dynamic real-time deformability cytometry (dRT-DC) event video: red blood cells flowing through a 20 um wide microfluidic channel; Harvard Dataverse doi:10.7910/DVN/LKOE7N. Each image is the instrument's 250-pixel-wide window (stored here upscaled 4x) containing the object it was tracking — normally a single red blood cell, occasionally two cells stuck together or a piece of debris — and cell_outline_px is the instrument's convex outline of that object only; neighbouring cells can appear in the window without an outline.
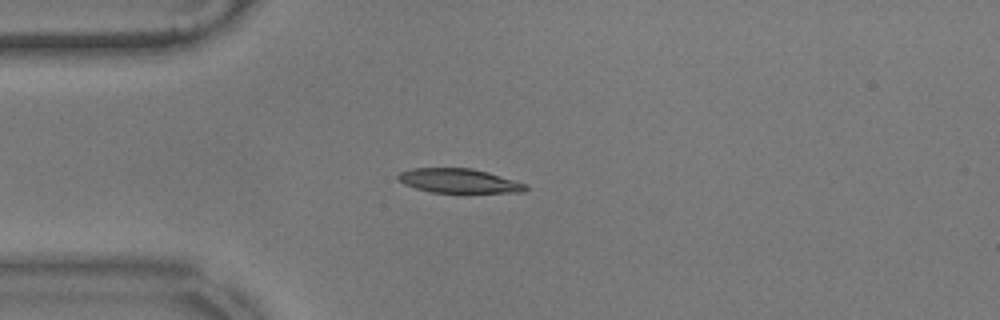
{"species": "common noctule bat (a hibernating species)", "species_latin": "Nyctalus noctula", "temperature_condition": "warm", "stored_images_in_passage": 43, "camera_frame_rate_fps": 3000, "um_per_image_px": 0.085, "animal": {"sex": "male", "body_mass_g": 17.9}, "frame": {"image": 1, "passage_image": 1, "time_ms": 0.0, "image_size_px": [1000, 320], "cell_outline_px": [[528, 188], [524, 192], [432, 192], [416, 188], [404, 184], [396, 176], [400, 172], [412, 168], [472, 168], [488, 172], [528, 184]], "centroid_in_image_um": [39.02, 15.36], "position_along_channel_um": 46.0, "area_um2": 17.92}}
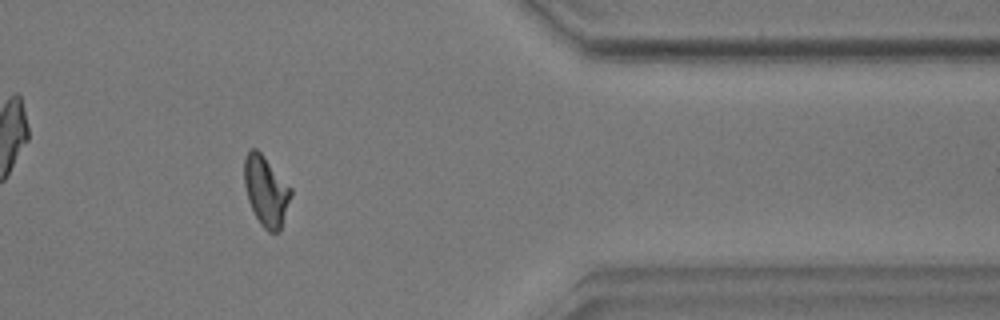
{"frame": {"image": 2, "passage_image": 33, "time_ms": 10.667, "image_size_px": [1000, 320], "cell_outline_px": [[292, 196], [280, 232], [268, 232], [260, 224], [248, 200], [244, 184], [244, 156], [252, 148], [256, 148], [260, 152], [292, 188]], "centroid_in_image_um": [22.62, 16.25], "position_along_channel_um": 388.8, "area_um2": 19.07}}
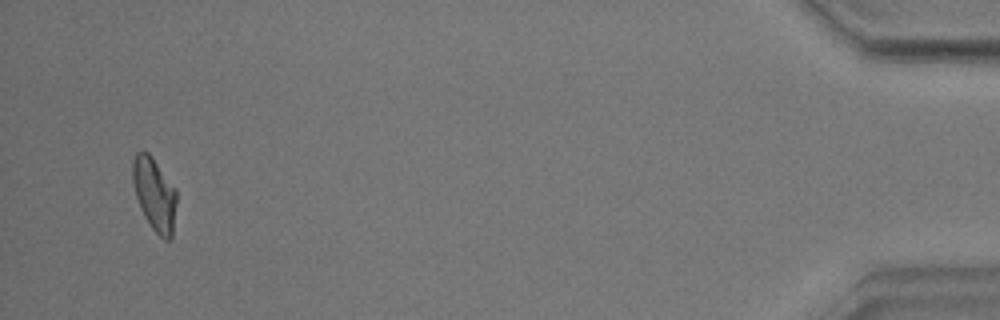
{"frame": {"image": 3, "passage_image": 41, "time_ms": 13.333, "image_size_px": [1000, 320], "cell_outline_px": [[176, 204], [172, 236], [168, 240], [164, 240], [152, 228], [144, 216], [140, 208], [136, 196], [132, 180], [132, 160], [136, 152], [148, 152], [152, 156], [176, 188]], "centroid_in_image_um": [13.12, 16.49], "position_along_channel_um": 422.1, "area_um2": 18.73}, "authors_computed_cell_mechanics": {"area_um2": 18.5538, "velocity_mm_per_s": 3.5473, "shape_relaxation_time_tau1_ms": 4.3049, "shape_relaxation_time_tau2_ms": 3.2485, "deformation_change_tau1": 0.1519, "deformation_change_tau2": 0.0824}}